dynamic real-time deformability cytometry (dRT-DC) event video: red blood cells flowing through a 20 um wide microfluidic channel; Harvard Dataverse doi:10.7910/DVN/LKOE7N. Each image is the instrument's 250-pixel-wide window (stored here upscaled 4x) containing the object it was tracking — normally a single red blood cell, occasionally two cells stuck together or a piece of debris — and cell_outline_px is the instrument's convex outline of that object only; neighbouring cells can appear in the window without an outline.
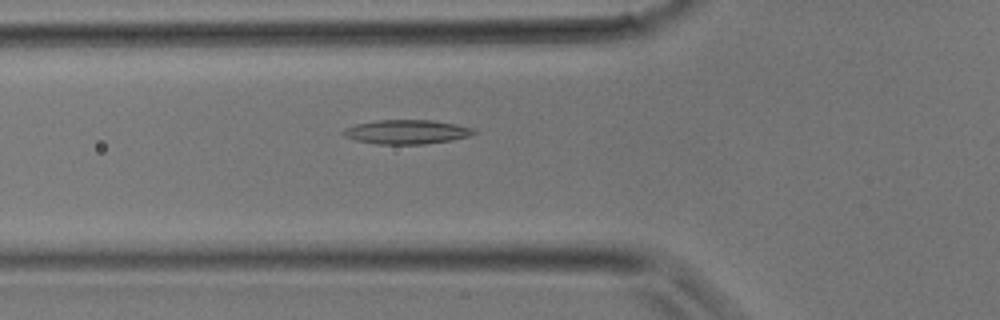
{"species": "common noctule bat (a hibernating species)", "species_latin": "Nyctalus noctula", "temperature_condition": "room temperature", "stored_images_in_passage": 25, "camera_frame_rate_fps": 3000, "um_per_image_px": 0.085, "animal": {"sex": "male", "body_mass_g": 17.9}, "frame": {"image": 1, "passage_image": 5, "time_ms": 1.333, "image_size_px": [1000, 320], "cell_outline_px": [[476, 132], [468, 136], [452, 140], [424, 144], [376, 144], [356, 140], [344, 136], [340, 132], [344, 128], [356, 124], [376, 120], [432, 120], [456, 124], [476, 128]], "centroid_in_image_um": [34.55, 11.21], "position_along_channel_um": 91.2, "area_um2": 18.5}}
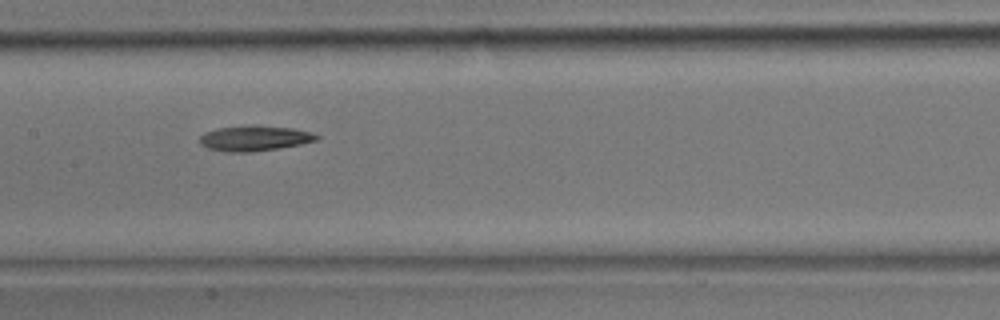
{"frame": {"image": 2, "passage_image": 10, "time_ms": 3.0, "image_size_px": [1000, 320], "cell_outline_px": [[320, 136], [316, 140], [300, 144], [276, 148], [248, 152], [224, 152], [208, 148], [200, 144], [200, 136], [204, 132], [220, 128], [252, 124], [256, 124], [292, 128], [312, 132]], "centroid_in_image_um": [21.62, 11.73], "position_along_channel_um": 185.8, "area_um2": 17.28}}
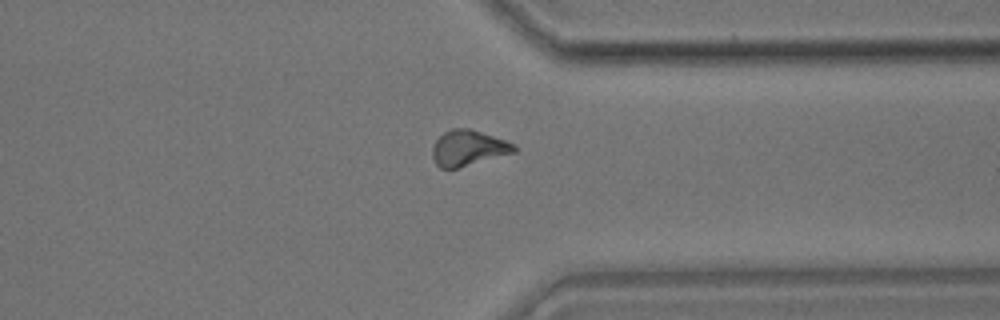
{"frame": {"image": 3, "passage_image": 20, "time_ms": 6.333, "image_size_px": [1000, 320], "cell_outline_px": [[516, 152], [456, 168], [440, 168], [436, 164], [432, 156], [432, 148], [436, 140], [444, 132], [452, 128], [468, 128], [504, 140], [512, 144], [516, 148]], "centroid_in_image_um": [39.76, 12.58], "position_along_channel_um": 371.6, "area_um2": 16.59}}